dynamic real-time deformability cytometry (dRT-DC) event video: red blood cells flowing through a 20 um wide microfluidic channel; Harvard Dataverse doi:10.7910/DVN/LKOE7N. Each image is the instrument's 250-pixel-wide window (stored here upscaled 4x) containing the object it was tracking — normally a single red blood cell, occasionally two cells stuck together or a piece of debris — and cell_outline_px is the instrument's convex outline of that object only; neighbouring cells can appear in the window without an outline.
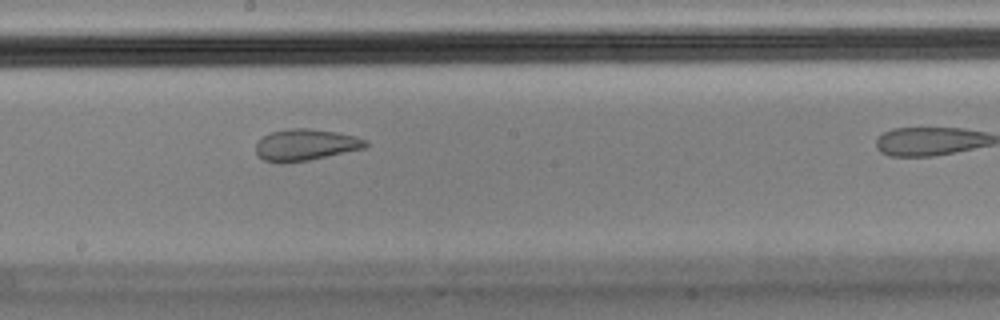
{"species": "Egyptian fruit bat (a non-hibernating species)", "species_latin": "Rousettus aegyptiacus", "temperature_condition": "cold", "stored_images_in_passage": 8, "camera_frame_rate_fps": 3000, "um_per_image_px": 0.085, "animal": {"sex": "male"}, "frame": {"image": 1, "passage_image": 7, "time_ms": 2.0, "image_size_px": [1000, 320], "cell_outline_px": [[368, 144], [364, 148], [308, 160], [284, 164], [280, 164], [264, 160], [256, 152], [256, 144], [264, 136], [272, 132], [288, 128], [308, 128], [336, 132], [356, 136], [368, 140]], "centroid_in_image_um": [25.97, 12.31], "position_along_channel_um": 222.2, "area_um2": 20.11}}